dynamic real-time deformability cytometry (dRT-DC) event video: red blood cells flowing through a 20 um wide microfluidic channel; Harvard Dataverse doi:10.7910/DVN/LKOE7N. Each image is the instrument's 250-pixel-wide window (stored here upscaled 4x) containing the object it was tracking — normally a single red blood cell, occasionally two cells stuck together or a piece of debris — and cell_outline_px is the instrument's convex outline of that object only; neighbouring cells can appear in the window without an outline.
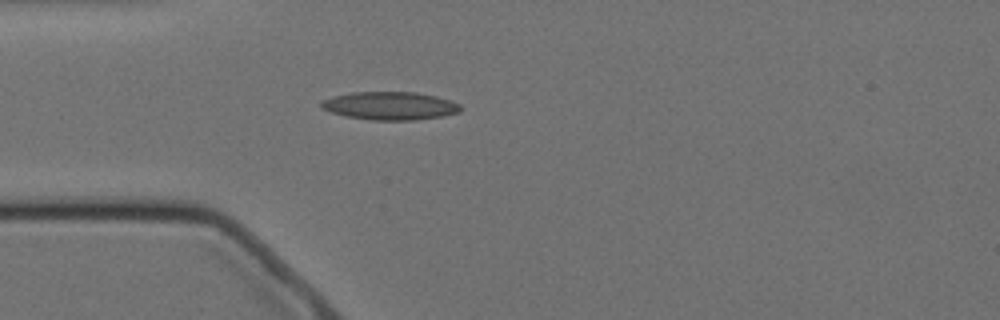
{"species": "Egyptian fruit bat (a non-hibernating species)", "species_latin": "Rousettus aegyptiacus", "temperature_condition": "cold", "stored_images_in_passage": 1, "camera_frame_rate_fps": 3000, "um_per_image_px": 0.085, "animal": {"sex": "female"}, "frame": {"image": 1, "passage_image": 1, "time_ms": 0.0, "image_size_px": [1000, 320], "cell_outline_px": [[460, 112], [440, 116], [416, 120], [372, 120], [344, 116], [320, 108], [320, 104], [324, 100], [332, 96], [352, 92], [416, 92], [436, 96], [452, 100], [460, 104]], "centroid_in_image_um": [33.15, 8.99], "position_along_channel_um": 51.9, "area_um2": 22.83}}